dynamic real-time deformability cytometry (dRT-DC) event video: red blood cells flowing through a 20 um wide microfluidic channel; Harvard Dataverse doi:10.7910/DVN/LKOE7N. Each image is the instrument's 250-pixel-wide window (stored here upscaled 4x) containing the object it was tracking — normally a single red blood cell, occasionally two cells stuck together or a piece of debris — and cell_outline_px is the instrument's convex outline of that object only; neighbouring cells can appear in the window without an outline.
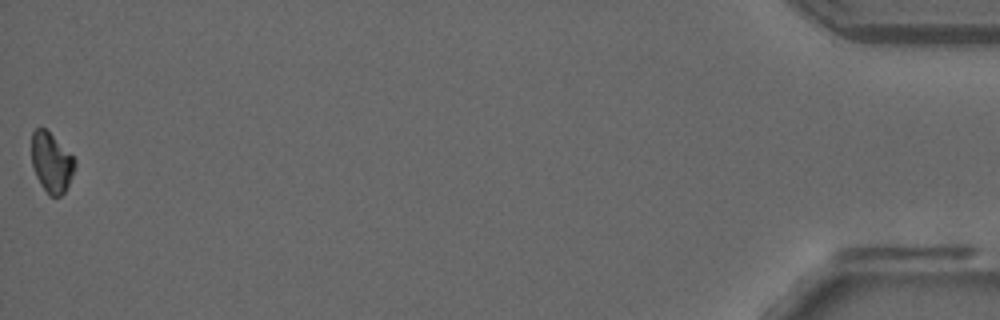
{"species": "common noctule bat (a hibernating species)", "species_latin": "Nyctalus noctula", "temperature_condition": "room temperature", "stored_images_in_passage": 38, "camera_frame_rate_fps": 3000, "um_per_image_px": 0.085, "animal": {"sex": "male", "forearm_length_mm": 52.5}, "frame": {"image": 1, "passage_image": 38, "time_ms": 12.333, "image_size_px": [1000, 320], "cell_outline_px": [[76, 164], [72, 176], [64, 192], [60, 196], [48, 196], [40, 184], [36, 176], [32, 164], [32, 132], [36, 128], [44, 128], [76, 160]], "centroid_in_image_um": [4.36, 13.85], "position_along_channel_um": 430.8, "area_um2": 14.8}, "authors_computed_cell_mechanics": {"area_um2": 16.3574, "velocity_mm_per_s": 3.9159, "shape_relaxation_time_tau1_ms": 10.6015, "shape_relaxation_time_tau2_ms": null, "deformation_change_tau1": 0.2203, "deformation_change_tau2": null}}